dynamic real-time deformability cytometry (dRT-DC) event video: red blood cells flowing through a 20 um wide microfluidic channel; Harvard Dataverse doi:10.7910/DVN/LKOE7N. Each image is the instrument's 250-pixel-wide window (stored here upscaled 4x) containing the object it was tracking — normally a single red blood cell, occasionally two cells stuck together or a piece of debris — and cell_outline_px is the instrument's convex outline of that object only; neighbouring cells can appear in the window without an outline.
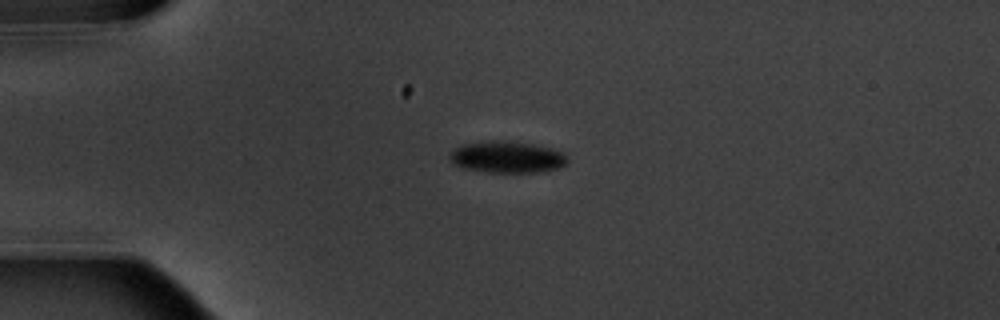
{"species": "common noctule bat (a hibernating species)", "species_latin": "Nyctalus noctula", "temperature_condition": "warm", "stored_images_in_passage": 6, "camera_frame_rate_fps": 3000, "um_per_image_px": 0.085, "animal": {"sex": "male", "body_mass_g": 20.1, "forearm_length_mm": 53.5}, "frame": {"image": 1, "passage_image": 4, "time_ms": 3.333, "image_size_px": [1000, 320], "cell_outline_px": [[568, 160], [560, 168], [544, 172], [488, 172], [464, 168], [452, 164], [448, 156], [448, 152], [460, 144], [484, 140], [504, 140], [532, 144], [552, 148], [564, 152]], "centroid_in_image_um": [43.05, 13.33], "position_along_channel_um": 41.9, "area_um2": 22.2}}